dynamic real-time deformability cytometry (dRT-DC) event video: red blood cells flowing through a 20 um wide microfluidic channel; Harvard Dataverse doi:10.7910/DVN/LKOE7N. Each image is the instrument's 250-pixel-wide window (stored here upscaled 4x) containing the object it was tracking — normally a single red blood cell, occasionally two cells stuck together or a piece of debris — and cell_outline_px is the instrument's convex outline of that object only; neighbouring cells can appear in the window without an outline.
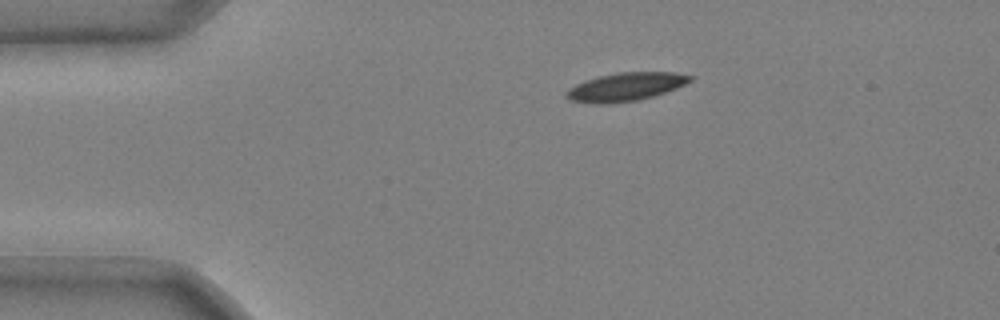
{"species": "common noctule bat (a hibernating species)", "species_latin": "Nyctalus noctula", "temperature_condition": "cold", "stored_images_in_passage": 38, "camera_frame_rate_fps": 3000, "um_per_image_px": 0.085, "animal": {"sex": "male", "body_mass_g": 20.4}, "frame": {"image": 1, "passage_image": 1, "time_ms": 0.0, "image_size_px": [1000, 320], "cell_outline_px": [[696, 76], [692, 80], [676, 88], [652, 96], [636, 100], [608, 104], [596, 104], [572, 100], [564, 96], [564, 92], [568, 88], [576, 84], [600, 76], [620, 72], [672, 72]], "centroid_in_image_um": [53.17, 7.38], "position_along_channel_um": 31.8, "area_um2": 20.23}}
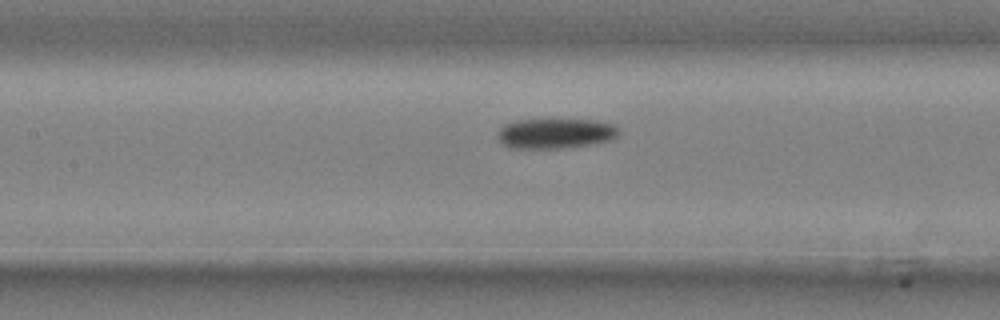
{"frame": {"image": 2, "passage_image": 15, "time_ms": 4.667, "image_size_px": [1000, 320], "cell_outline_px": [[620, 136], [608, 140], [592, 144], [568, 148], [508, 148], [496, 136], [500, 128], [504, 124], [516, 120], [596, 120], [612, 124], [620, 128]], "centroid_in_image_um": [47.23, 11.34], "position_along_channel_um": 160.2, "area_um2": 21.39}}
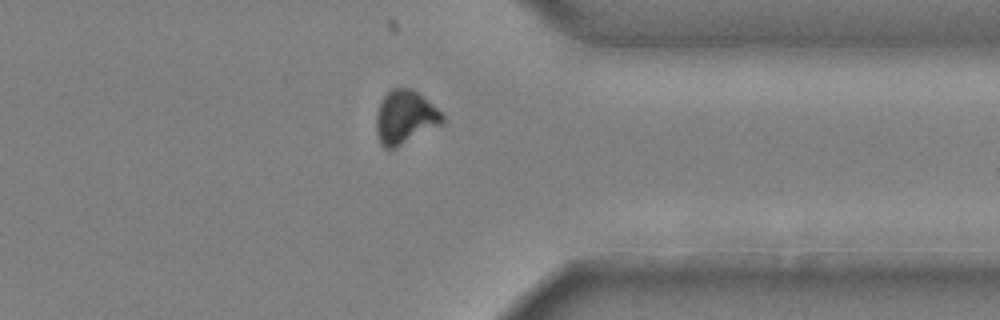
{"frame": {"image": 3, "passage_image": 33, "time_ms": 10.667, "image_size_px": [1000, 320], "cell_outline_px": [[444, 124], [396, 148], [384, 148], [380, 144], [376, 132], [376, 116], [380, 104], [384, 96], [392, 88], [412, 88], [432, 104], [444, 116]], "centroid_in_image_um": [34.44, 9.99], "position_along_channel_um": 377.0, "area_um2": 20.69}}